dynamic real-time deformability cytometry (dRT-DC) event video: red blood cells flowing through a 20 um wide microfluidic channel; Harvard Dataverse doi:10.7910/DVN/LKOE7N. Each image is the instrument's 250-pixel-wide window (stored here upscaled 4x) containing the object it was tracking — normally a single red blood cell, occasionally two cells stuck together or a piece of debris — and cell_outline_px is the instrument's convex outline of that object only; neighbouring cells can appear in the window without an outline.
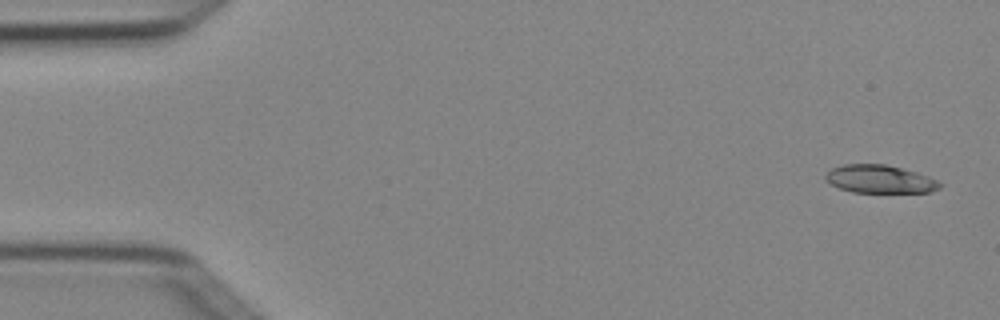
{"species": "Egyptian fruit bat (a non-hibernating species)", "species_latin": "Rousettus aegyptiacus", "temperature_condition": "cold", "stored_images_in_passage": 5, "camera_frame_rate_fps": 3000, "um_per_image_px": 0.085, "animal": {"sex": "female"}, "frame": {"image": 1, "passage_image": 1, "time_ms": 0.0, "image_size_px": [1000, 320], "cell_outline_px": [[944, 184], [940, 188], [932, 192], [852, 192], [828, 184], [824, 180], [824, 176], [832, 168], [844, 164], [884, 164], [916, 172], [928, 176]], "centroid_in_image_um": [74.77, 15.23], "position_along_channel_um": 10.2, "area_um2": 18.73}}
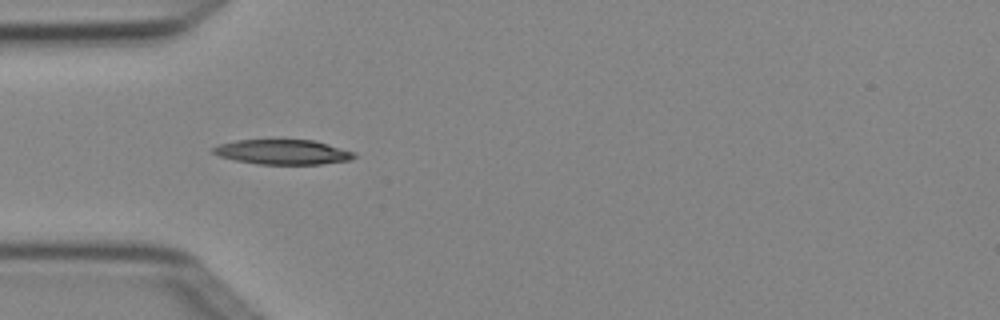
{"frame": {"image": 2, "passage_image": 4, "time_ms": 1.0, "image_size_px": [1000, 320], "cell_outline_px": [[356, 156], [352, 160], [320, 164], [256, 164], [236, 160], [220, 156], [212, 152], [212, 148], [220, 144], [236, 140], [312, 140], [328, 144], [356, 152]], "centroid_in_image_um": [24.07, 12.92], "position_along_channel_um": 60.9, "area_um2": 20.35}}
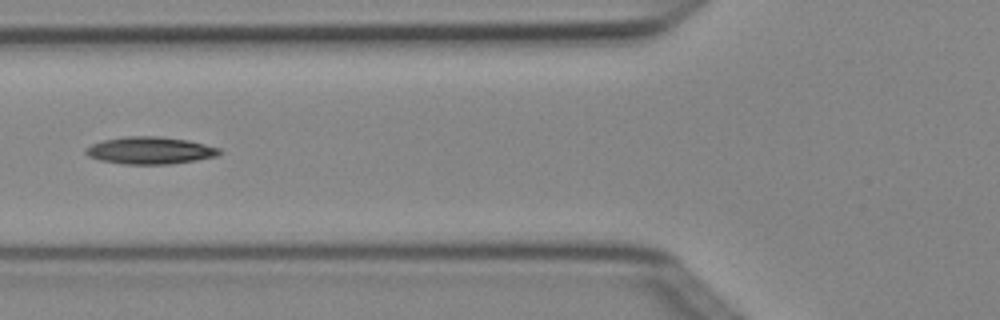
{"frame": {"image": 3, "passage_image": 5, "time_ms": 1.333, "image_size_px": [1000, 320], "cell_outline_px": [[224, 152], [220, 156], [172, 164], [124, 164], [100, 160], [88, 156], [84, 152], [84, 148], [92, 144], [104, 140], [124, 136], [160, 136], [188, 140], [220, 148]], "centroid_in_image_um": [12.79, 12.79], "position_along_channel_um": 113.0, "area_um2": 21.44}}